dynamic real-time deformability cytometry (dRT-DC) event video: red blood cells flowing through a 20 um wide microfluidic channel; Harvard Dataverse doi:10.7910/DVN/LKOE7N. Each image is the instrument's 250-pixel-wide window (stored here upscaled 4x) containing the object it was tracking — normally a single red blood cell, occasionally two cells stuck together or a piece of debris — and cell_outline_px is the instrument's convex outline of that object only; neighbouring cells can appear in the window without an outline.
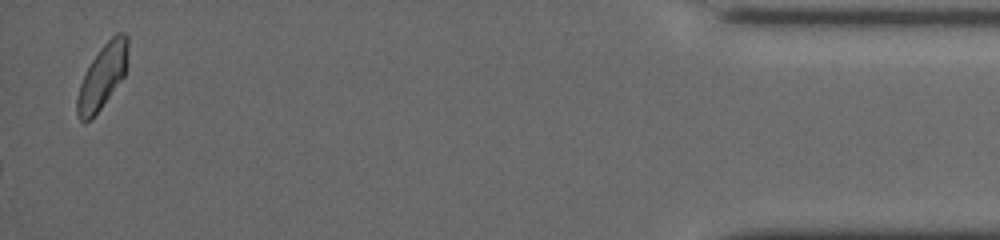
{"species": "common noctule bat (a hibernating species)", "species_latin": "Nyctalus noctula", "temperature_condition": "cold", "stored_images_in_passage": 25, "camera_frame_rate_fps": 3000, "um_per_image_px": 0.085, "animal": {"sex": "female", "body_mass_g": 19.5, "forearm_length_mm": 54.1}, "frame": {"image": 1, "passage_image": 25, "time_ms": 13.333, "image_size_px": [1000, 240], "cell_outline_px": [[128, 52], [124, 76], [100, 108], [88, 120], [80, 120], [76, 112], [76, 100], [80, 84], [92, 60], [100, 48], [116, 32], [124, 32], [128, 36]], "centroid_in_image_um": [8.72, 6.44], "position_along_channel_um": 426.5, "area_um2": 18.5}}